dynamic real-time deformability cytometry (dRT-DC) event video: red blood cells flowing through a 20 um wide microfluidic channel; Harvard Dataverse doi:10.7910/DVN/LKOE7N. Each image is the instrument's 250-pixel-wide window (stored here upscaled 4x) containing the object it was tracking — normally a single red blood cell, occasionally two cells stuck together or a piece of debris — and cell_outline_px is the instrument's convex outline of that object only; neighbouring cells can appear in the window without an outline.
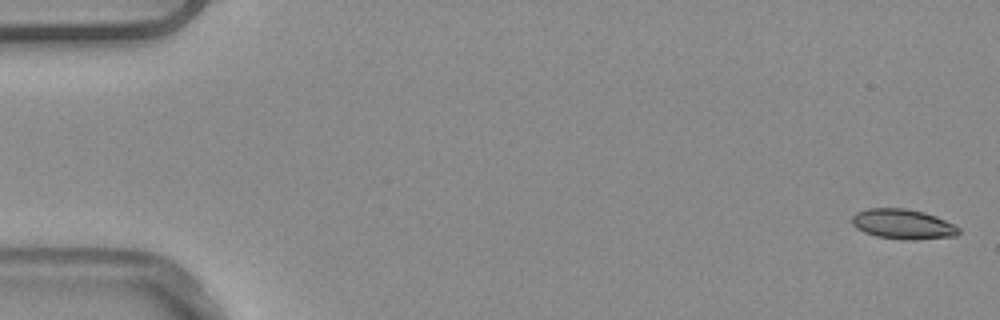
{"species": "common noctule bat (a hibernating species)", "species_latin": "Nyctalus noctula", "temperature_condition": "warm", "stored_images_in_passage": 5, "camera_frame_rate_fps": 3000, "um_per_image_px": 0.085, "animal": {"sex": "male", "body_mass_g": 20.4}, "frame": {"image": 1, "passage_image": 1, "time_ms": 0.0, "image_size_px": [1000, 320], "cell_outline_px": [[960, 232], [956, 236], [916, 240], [904, 240], [876, 236], [864, 232], [856, 228], [852, 224], [852, 216], [856, 212], [868, 208], [904, 208], [924, 212], [936, 216], [960, 228]], "centroid_in_image_um": [76.74, 19.05], "position_along_channel_um": 8.3, "area_um2": 18.73}}
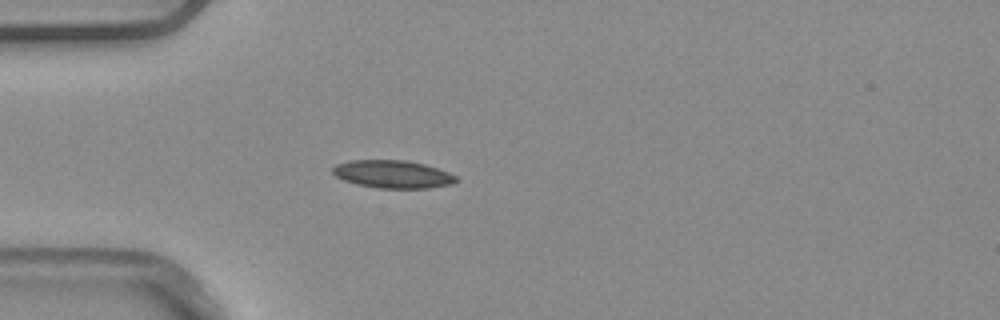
{"frame": {"image": 2, "passage_image": 5, "time_ms": 1.333, "image_size_px": [1000, 320], "cell_outline_px": [[460, 180], [452, 184], [428, 188], [380, 188], [356, 184], [344, 180], [336, 176], [332, 172], [332, 168], [336, 164], [348, 160], [404, 160], [424, 164], [448, 172], [456, 176]], "centroid_in_image_um": [33.38, 14.8], "position_along_channel_um": 51.6, "area_um2": 20.0}}